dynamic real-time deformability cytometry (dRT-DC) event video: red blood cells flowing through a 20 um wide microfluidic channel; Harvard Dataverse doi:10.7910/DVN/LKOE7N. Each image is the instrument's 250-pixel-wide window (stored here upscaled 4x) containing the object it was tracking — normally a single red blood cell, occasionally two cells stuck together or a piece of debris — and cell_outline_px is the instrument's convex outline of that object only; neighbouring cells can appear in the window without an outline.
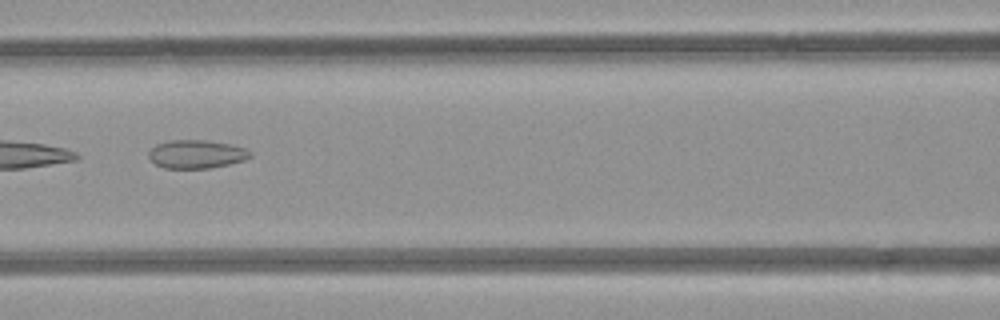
{"species": "common noctule bat (a hibernating species)", "species_latin": "Nyctalus noctula", "temperature_condition": "room temperature", "stored_images_in_passage": 5, "camera_frame_rate_fps": 3000, "um_per_image_px": 0.085, "animal": {"sex": "female", "body_mass_g": 21.9}, "frame": {"image": 1, "passage_image": 5, "time_ms": 5.333, "image_size_px": [1000, 320], "cell_outline_px": [[252, 156], [244, 160], [228, 164], [208, 168], [164, 168], [156, 164], [148, 156], [148, 152], [156, 144], [168, 140], [204, 140], [232, 144], [244, 148], [252, 152]], "centroid_in_image_um": [16.7, 13.09], "position_along_channel_um": 149.9, "area_um2": 16.76}}